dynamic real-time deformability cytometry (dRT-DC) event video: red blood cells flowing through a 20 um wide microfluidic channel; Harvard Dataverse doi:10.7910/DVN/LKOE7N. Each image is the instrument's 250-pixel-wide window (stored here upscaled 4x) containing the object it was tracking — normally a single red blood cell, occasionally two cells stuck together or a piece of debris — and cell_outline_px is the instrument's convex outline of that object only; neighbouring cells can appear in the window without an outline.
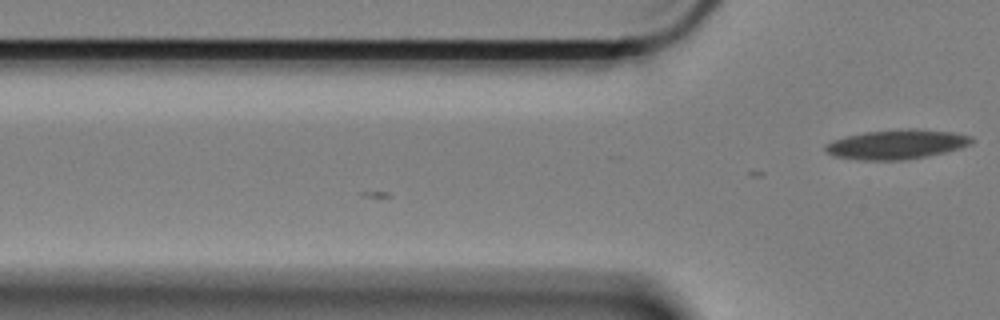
{"species": "Egyptian fruit bat (a non-hibernating species)", "species_latin": "Rousettus aegyptiacus", "temperature_condition": "cold", "stored_images_in_passage": 4, "camera_frame_rate_fps": 3000, "um_per_image_px": 0.085, "animal": {"sex": "female"}, "frame": {"image": 1, "passage_image": 4, "time_ms": 1.0, "image_size_px": [1000, 320], "cell_outline_px": [[976, 140], [960, 148], [928, 156], [904, 160], [860, 160], [832, 156], [824, 152], [824, 144], [832, 140], [864, 132], [952, 132], [972, 136]], "centroid_in_image_um": [76.12, 12.34], "position_along_channel_um": 49.7, "area_um2": 23.99}}